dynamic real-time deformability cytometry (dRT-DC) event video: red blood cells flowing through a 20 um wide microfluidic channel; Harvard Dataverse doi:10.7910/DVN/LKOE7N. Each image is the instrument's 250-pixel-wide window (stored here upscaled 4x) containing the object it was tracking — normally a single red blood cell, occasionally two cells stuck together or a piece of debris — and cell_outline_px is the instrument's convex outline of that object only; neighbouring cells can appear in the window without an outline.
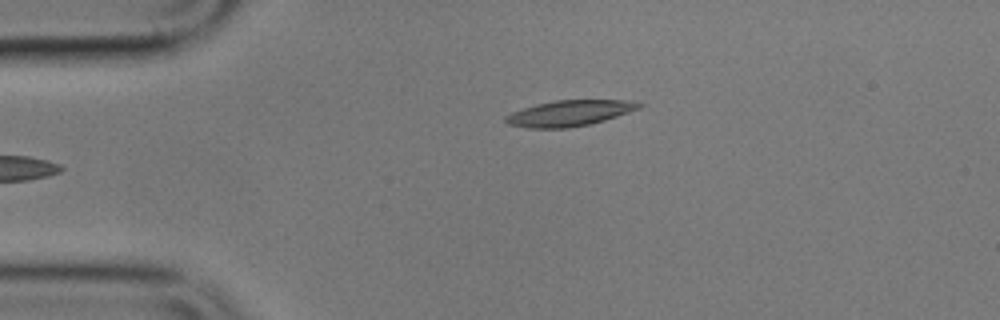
{"species": "common noctule bat (a hibernating species)", "species_latin": "Nyctalus noctula", "temperature_condition": "cold", "stored_images_in_passage": 5, "camera_frame_rate_fps": 3000, "um_per_image_px": 0.085, "animal": {"sex": "male", "body_mass_g": 17.9}, "frame": {"image": 1, "passage_image": 5, "time_ms": 4.667, "image_size_px": [1000, 320], "cell_outline_px": [[644, 104], [640, 108], [604, 120], [588, 124], [568, 128], [528, 128], [508, 124], [504, 120], [504, 116], [512, 112], [536, 104], [556, 100], [632, 100]], "centroid_in_image_um": [48.39, 9.61], "position_along_channel_um": 36.6, "area_um2": 19.94}}